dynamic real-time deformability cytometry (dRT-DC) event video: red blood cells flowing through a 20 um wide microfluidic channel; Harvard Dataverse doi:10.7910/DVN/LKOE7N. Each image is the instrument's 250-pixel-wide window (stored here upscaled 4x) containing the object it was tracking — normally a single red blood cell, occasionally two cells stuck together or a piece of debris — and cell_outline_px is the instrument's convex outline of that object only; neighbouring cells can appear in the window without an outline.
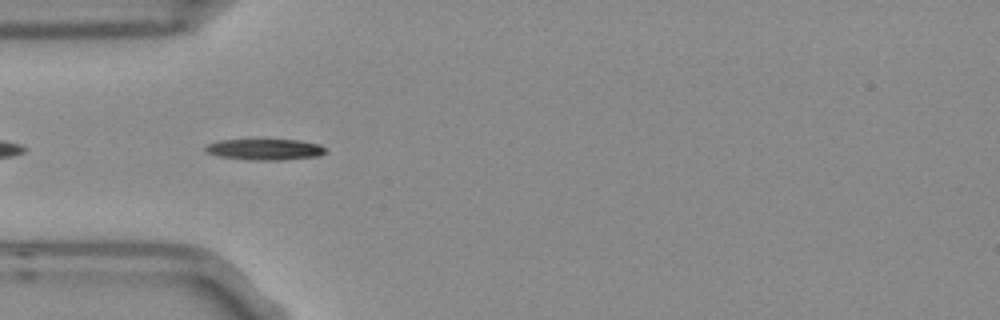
{"species": "Egyptian fruit bat (a non-hibernating species)", "species_latin": "Rousettus aegyptiacus", "temperature_condition": "room temperature", "stored_images_in_passage": 5, "camera_frame_rate_fps": 3000, "um_per_image_px": 0.085, "frame": {"image": 1, "passage_image": 4, "time_ms": 1.0, "image_size_px": [1000, 320], "cell_outline_px": [[328, 152], [320, 156], [280, 160], [256, 160], [220, 156], [204, 152], [204, 148], [208, 144], [216, 140], [300, 140], [320, 144], [328, 148]], "centroid_in_image_um": [22.58, 12.7], "position_along_channel_um": 62.4, "area_um2": 14.85}}
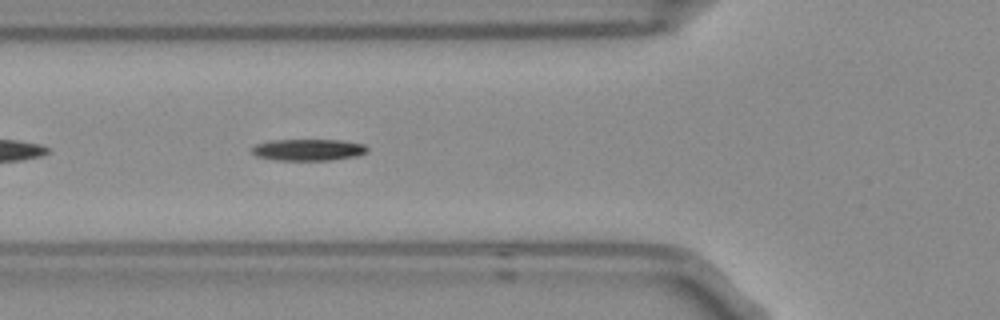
{"frame": {"image": 2, "passage_image": 5, "time_ms": 1.333, "image_size_px": [1000, 320], "cell_outline_px": [[368, 152], [356, 156], [328, 160], [276, 160], [256, 156], [252, 152], [252, 148], [256, 144], [272, 140], [340, 140], [364, 144], [368, 148]], "centroid_in_image_um": [26.21, 12.73], "position_along_channel_um": 99.6, "area_um2": 14.45}}